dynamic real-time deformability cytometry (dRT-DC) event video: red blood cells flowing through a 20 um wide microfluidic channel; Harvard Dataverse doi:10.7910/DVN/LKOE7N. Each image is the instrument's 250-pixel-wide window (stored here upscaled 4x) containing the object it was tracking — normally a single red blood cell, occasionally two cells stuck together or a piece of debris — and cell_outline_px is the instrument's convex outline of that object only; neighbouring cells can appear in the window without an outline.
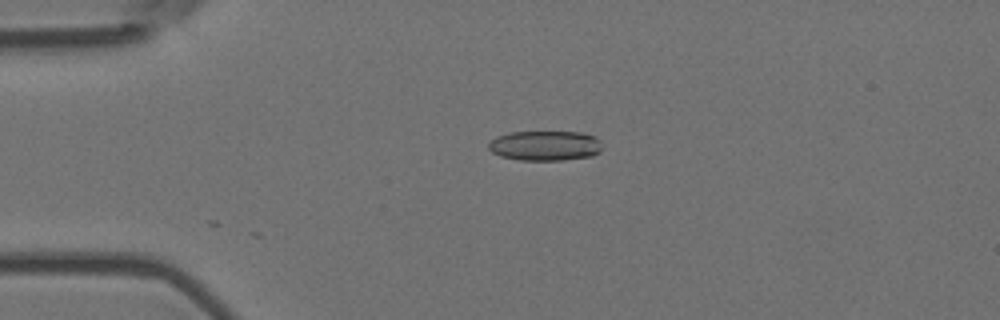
{"species": "Egyptian fruit bat (a non-hibernating species)", "species_latin": "Rousettus aegyptiacus", "temperature_condition": "room temperature", "stored_images_in_passage": 3, "camera_frame_rate_fps": 3000, "um_per_image_px": 0.085, "animal": {"sex": "female"}, "frame": {"image": 1, "passage_image": 3, "time_ms": 0.667, "image_size_px": [1000, 320], "cell_outline_px": [[600, 152], [592, 156], [564, 160], [520, 160], [500, 156], [492, 152], [488, 148], [488, 144], [496, 136], [508, 132], [580, 132], [596, 136], [600, 140]], "centroid_in_image_um": [46.33, 12.38], "position_along_channel_um": 38.7, "area_um2": 19.94}}